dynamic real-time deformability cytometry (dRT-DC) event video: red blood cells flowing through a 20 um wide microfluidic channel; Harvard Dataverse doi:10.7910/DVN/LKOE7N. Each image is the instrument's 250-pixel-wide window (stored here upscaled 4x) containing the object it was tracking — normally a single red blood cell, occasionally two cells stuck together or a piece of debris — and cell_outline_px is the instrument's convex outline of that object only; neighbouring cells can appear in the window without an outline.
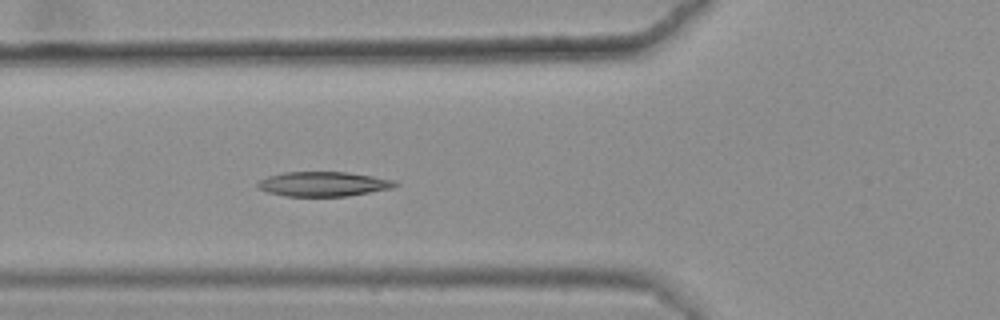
{"species": "common noctule bat (a hibernating species)", "species_latin": "Nyctalus noctula", "temperature_condition": "warm", "stored_images_in_passage": 47, "camera_frame_rate_fps": 3000, "um_per_image_px": 0.085, "animal": {"sex": "female", "body_mass_g": 25.1}, "frame": {"image": 1, "passage_image": 21, "time_ms": 6.667, "image_size_px": [1000, 320], "cell_outline_px": [[400, 184], [392, 188], [348, 196], [284, 196], [268, 192], [256, 188], [256, 184], [260, 180], [268, 176], [284, 172], [348, 172], [396, 180]], "centroid_in_image_um": [27.49, 15.64], "position_along_channel_um": 98.3, "area_um2": 19.83}, "authors_computed_cell_mechanics": {"area_um2": 19.8254, "velocity_mm_per_s": 3.6242, "shape_relaxation_time_tau1_ms": 10.5545, "shape_relaxation_time_tau2_ms": 2.6342, "deformation_change_tau1": 0.2384, "deformation_change_tau2": 0.0771}}